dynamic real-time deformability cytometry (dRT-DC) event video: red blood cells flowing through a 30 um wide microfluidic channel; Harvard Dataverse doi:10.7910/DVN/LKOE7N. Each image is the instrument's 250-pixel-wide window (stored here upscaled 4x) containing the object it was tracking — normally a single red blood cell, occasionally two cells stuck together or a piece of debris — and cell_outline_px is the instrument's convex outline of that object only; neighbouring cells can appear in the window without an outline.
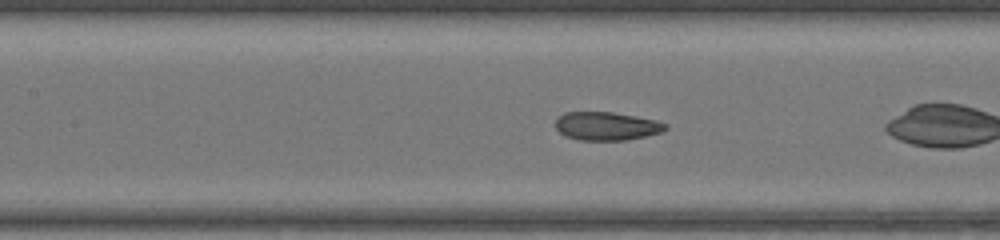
{"species": "common noctule bat (a hibernating species)", "species_latin": "Nyctalus noctula", "temperature_condition": "warm", "stored_images_in_passage": 49, "camera_frame_rate_fps": 3000, "um_per_image_px": 0.085, "animal": {"sex": "female", "body_mass_g": 17.0, "forearm_length_mm": 48.0}, "frame": {"image": 1, "passage_image": 22, "time_ms": 7.0, "image_size_px": [1000, 240], "cell_outline_px": [[668, 128], [664, 132], [624, 140], [580, 140], [564, 136], [556, 128], [556, 116], [564, 112], [612, 112], [636, 116], [656, 120], [668, 124]], "centroid_in_image_um": [51.56, 10.71], "position_along_channel_um": 155.8, "area_um2": 18.32}, "authors_computed_cell_mechanics": {"area_um2": 19.5364, "velocity_mm_per_s": 4.2523, "shape_relaxation_time_tau1_ms": 9.474, "shape_relaxation_time_tau2_ms": 0.6156, "deformation_change_tau1": 0.2308, "deformation_change_tau2": 0.0426}}